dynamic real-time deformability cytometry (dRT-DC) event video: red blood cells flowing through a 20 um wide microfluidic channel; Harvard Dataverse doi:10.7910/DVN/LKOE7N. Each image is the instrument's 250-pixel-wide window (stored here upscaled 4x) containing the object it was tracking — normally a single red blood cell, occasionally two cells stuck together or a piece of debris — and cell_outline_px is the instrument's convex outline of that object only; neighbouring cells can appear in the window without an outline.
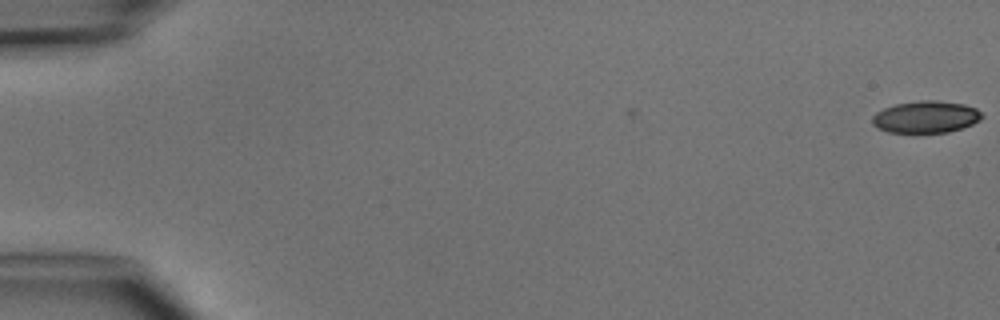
{"species": "common noctule bat (a hibernating species)", "species_latin": "Nyctalus noctula", "temperature_condition": "cold", "stored_images_in_passage": 3, "camera_frame_rate_fps": 3000, "um_per_image_px": 0.085, "animal": {"sex": "male", "body_mass_g": 15.6}, "frame": {"image": 1, "passage_image": 1, "time_ms": 0.0, "image_size_px": [1000, 320], "cell_outline_px": [[984, 116], [980, 120], [972, 124], [948, 132], [888, 132], [876, 128], [872, 124], [872, 116], [876, 112], [884, 108], [896, 104], [920, 100], [932, 100], [964, 104], [976, 108]], "centroid_in_image_um": [78.67, 9.94], "position_along_channel_um": 6.3, "area_um2": 20.35}}